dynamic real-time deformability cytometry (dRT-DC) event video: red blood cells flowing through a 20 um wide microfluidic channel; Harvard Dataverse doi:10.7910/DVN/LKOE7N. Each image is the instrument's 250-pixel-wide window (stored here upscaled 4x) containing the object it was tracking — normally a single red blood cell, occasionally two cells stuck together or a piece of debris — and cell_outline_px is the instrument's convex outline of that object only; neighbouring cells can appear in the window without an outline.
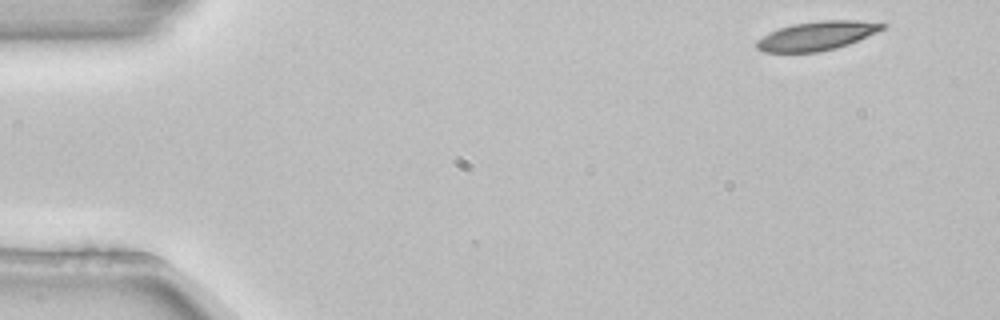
{"species": "common noctule bat (a hibernating species)", "species_latin": "Nyctalus noctula", "temperature_condition": "room temperature", "stored_images_in_passage": 4, "camera_frame_rate_fps": 3000, "um_per_image_px": 0.085, "animal": {"sex": "female", "body_mass_g": 22.7, "forearm_length_mm": 54.2}, "frame": {"image": 1, "passage_image": 1, "time_ms": 0.0, "image_size_px": [1000, 320], "cell_outline_px": [[888, 24], [884, 28], [876, 32], [848, 44], [836, 48], [816, 52], [764, 52], [756, 48], [756, 40], [768, 32], [792, 24], [820, 20], [856, 20]], "centroid_in_image_um": [69.39, 3.04], "position_along_channel_um": 15.6, "area_um2": 21.1}}
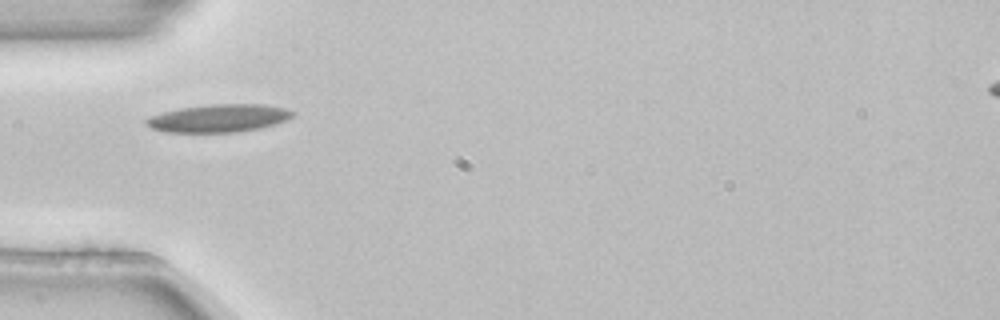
{"frame": {"image": 2, "passage_image": 3, "time_ms": 0.667, "image_size_px": [1000, 320], "cell_outline_px": [[296, 112], [292, 116], [276, 124], [260, 128], [240, 132], [164, 132], [152, 128], [144, 124], [144, 120], [152, 116], [164, 112], [180, 108], [212, 104], [264, 104], [288, 108]], "centroid_in_image_um": [18.62, 10.05], "position_along_channel_um": 66.4, "area_um2": 23.81}}